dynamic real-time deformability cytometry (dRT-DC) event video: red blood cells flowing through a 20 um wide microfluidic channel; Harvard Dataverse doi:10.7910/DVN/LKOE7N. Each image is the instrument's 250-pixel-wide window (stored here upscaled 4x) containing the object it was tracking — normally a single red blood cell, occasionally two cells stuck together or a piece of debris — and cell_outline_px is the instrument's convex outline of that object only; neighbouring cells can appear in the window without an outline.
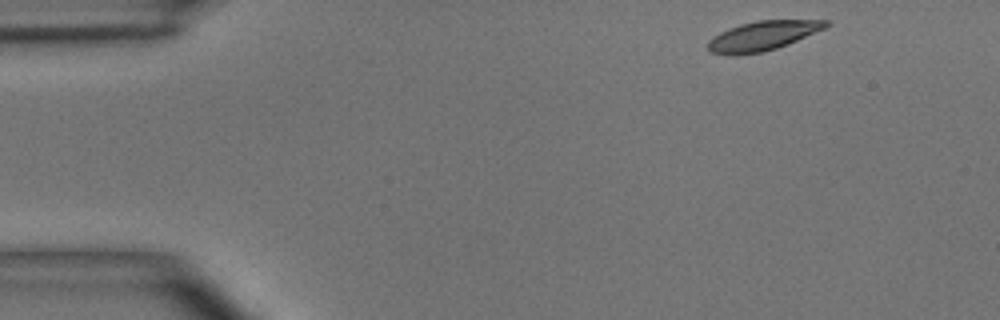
{"species": "common noctule bat (a hibernating species)", "species_latin": "Nyctalus noctula", "temperature_condition": "room temperature", "stored_images_in_passage": 5, "camera_frame_rate_fps": 3000, "um_per_image_px": 0.085, "animal": {"sex": "male", "body_mass_g": 15.6}, "frame": {"image": 1, "passage_image": 1, "time_ms": 0.0, "image_size_px": [1000, 320], "cell_outline_px": [[832, 24], [824, 28], [788, 44], [776, 48], [760, 52], [732, 56], [708, 52], [708, 40], [720, 32], [728, 28], [740, 24], [756, 20], [828, 20]], "centroid_in_image_um": [64.79, 3.04], "position_along_channel_um": 20.2, "area_um2": 20.23}}
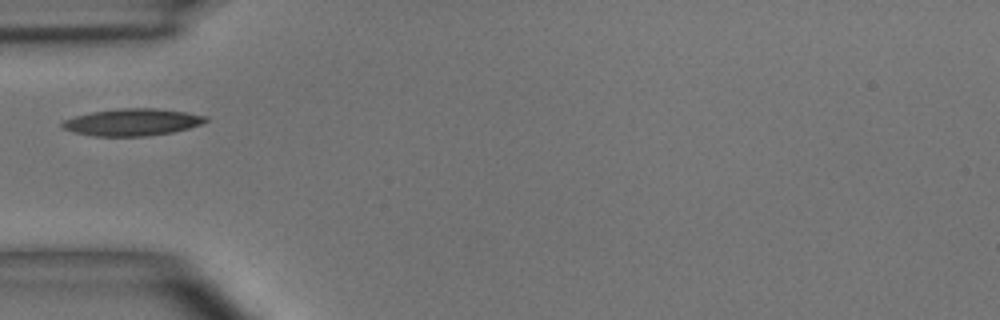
{"frame": {"image": 2, "passage_image": 4, "time_ms": 3.667, "image_size_px": [1000, 320], "cell_outline_px": [[208, 120], [204, 124], [172, 132], [144, 136], [92, 136], [72, 132], [60, 128], [60, 124], [64, 120], [76, 116], [92, 112], [120, 108], [156, 108], [188, 112], [208, 116]], "centroid_in_image_um": [11.25, 10.38], "position_along_channel_um": 73.7, "area_um2": 22.77}}
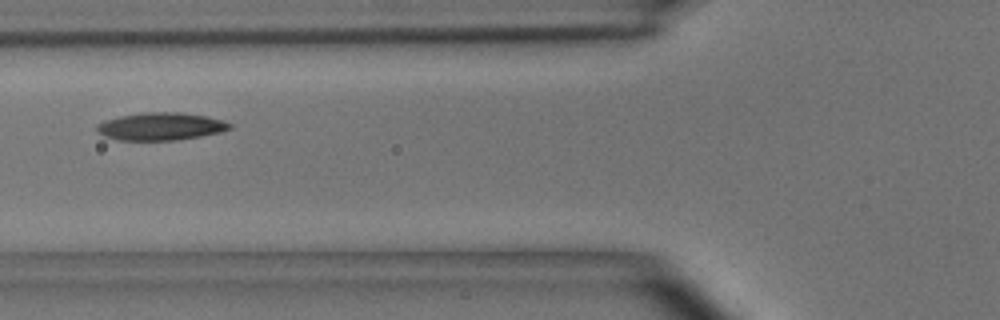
{"frame": {"image": 3, "passage_image": 5, "time_ms": 4.667, "image_size_px": [1000, 320], "cell_outline_px": [[232, 128], [220, 132], [200, 136], [176, 140], [116, 140], [104, 136], [96, 132], [96, 124], [104, 120], [120, 116], [144, 112], [180, 112], [204, 116], [220, 120], [232, 124]], "centroid_in_image_um": [13.6, 10.75], "position_along_channel_um": 112.2, "area_um2": 21.39}}